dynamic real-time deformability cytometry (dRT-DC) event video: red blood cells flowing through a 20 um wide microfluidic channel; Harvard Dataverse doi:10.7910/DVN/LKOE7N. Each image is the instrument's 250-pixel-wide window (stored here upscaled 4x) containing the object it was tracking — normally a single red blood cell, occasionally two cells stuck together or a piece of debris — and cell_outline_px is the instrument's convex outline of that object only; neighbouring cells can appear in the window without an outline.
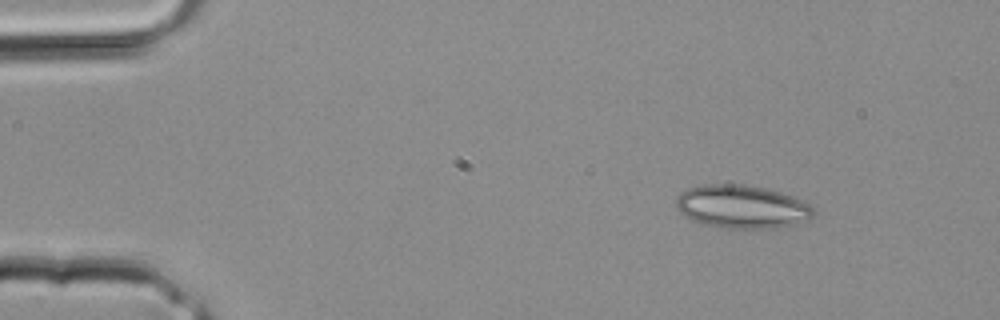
{"species": "common noctule bat (a hibernating species)", "species_latin": "Nyctalus noctula", "temperature_condition": "room temperature", "stored_images_in_passage": 3, "segment_of_instrument_passage": [1, 2], "camera_frame_rate_fps": 3000, "um_per_image_px": 0.085, "animal": {"sex": "male", "body_mass_g": 20.4}, "frame": {"image": 1, "passage_image": 1, "time_ms": 0.0, "image_size_px": [1000, 320], "cell_outline_px": [[816, 212], [808, 220], [792, 224], [772, 228], [728, 228], [708, 224], [692, 220], [684, 216], [676, 208], [676, 196], [680, 192], [688, 188], [704, 184], [736, 184], [764, 188], [780, 192], [804, 200]], "centroid_in_image_um": [63.04, 17.56], "position_along_channel_um": 22.0, "area_um2": 34.39}}